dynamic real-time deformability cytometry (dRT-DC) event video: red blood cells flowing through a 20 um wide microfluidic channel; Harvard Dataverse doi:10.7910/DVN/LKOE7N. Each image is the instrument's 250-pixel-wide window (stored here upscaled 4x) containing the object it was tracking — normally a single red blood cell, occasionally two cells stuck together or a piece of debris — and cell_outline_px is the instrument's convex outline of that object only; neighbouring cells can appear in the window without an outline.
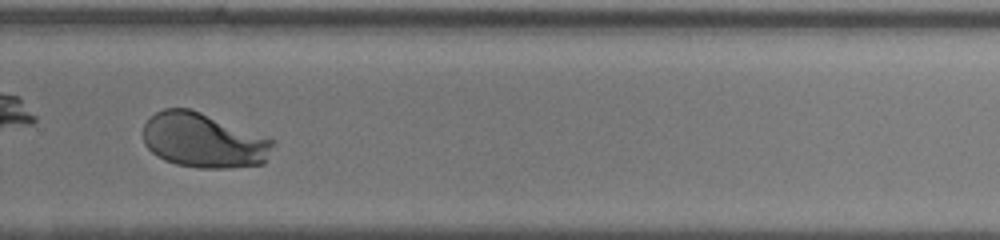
{"species": "human", "species_latin": "Homo sapiens", "temperature_condition": "room temperature", "stored_images_in_passage": 34, "camera_frame_rate_fps": 3000, "um_per_image_px": 0.085, "donor": {"sex": "female"}, "frame": {"image": 1, "passage_image": 25, "time_ms": 8.0, "image_size_px": [1000, 240], "cell_outline_px": [[276, 140], [264, 164], [232, 168], [200, 168], [176, 164], [164, 160], [156, 156], [144, 144], [144, 124], [148, 116], [164, 108], [188, 108], [200, 112]], "centroid_in_image_um": [17.29, 11.94], "position_along_channel_um": 312.5, "area_um2": 41.5}, "authors_computed_cell_mechanics": {"area_um2": 41.3559, "velocity_mm_per_s": 4.3281, "shape_relaxation_time_tau1_ms": 2.4051, "shape_relaxation_time_tau2_ms": null, "deformation_change_tau1": 0.1796, "deformation_change_tau2": null}}